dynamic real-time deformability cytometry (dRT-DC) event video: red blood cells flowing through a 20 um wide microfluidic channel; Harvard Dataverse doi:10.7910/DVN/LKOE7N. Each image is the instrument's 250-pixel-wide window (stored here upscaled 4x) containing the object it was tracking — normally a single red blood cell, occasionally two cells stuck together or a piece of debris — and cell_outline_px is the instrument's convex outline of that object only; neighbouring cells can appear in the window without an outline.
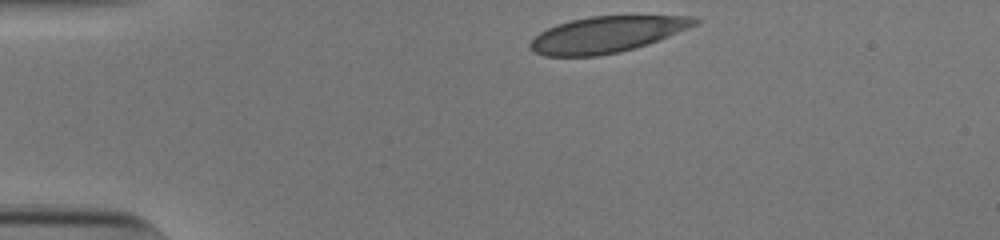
{"species": "human", "species_latin": "Homo sapiens", "temperature_condition": "cold", "stored_images_in_passage": 34, "camera_frame_rate_fps": 3000, "um_per_image_px": 0.085, "donor": {"sex": "male"}, "frame": {"image": 1, "passage_image": 1, "time_ms": 0.0, "image_size_px": [1000, 240], "cell_outline_px": [[700, 20], [696, 24], [688, 28], [648, 44], [620, 52], [596, 56], [544, 56], [532, 52], [528, 48], [528, 44], [540, 32], [556, 24], [588, 16], [696, 16]], "centroid_in_image_um": [51.53, 2.93], "position_along_channel_um": 33.5, "area_um2": 34.62}}
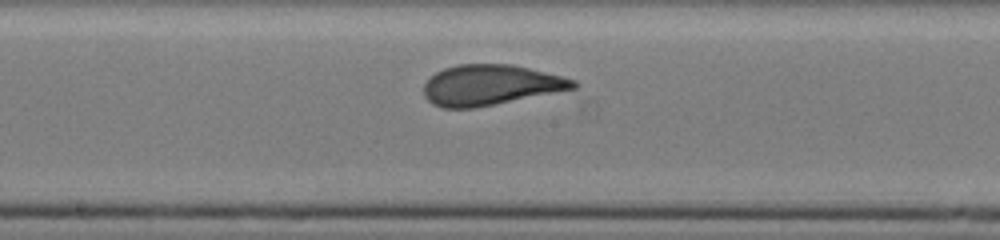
{"frame": {"image": 2, "passage_image": 19, "time_ms": 6.0, "image_size_px": [1000, 240], "cell_outline_px": [[580, 84], [576, 88], [472, 108], [444, 108], [432, 104], [424, 96], [424, 84], [436, 72], [444, 68], [456, 64], [512, 64], [576, 80]], "centroid_in_image_um": [41.66, 7.22], "position_along_channel_um": 206.5, "area_um2": 34.85}}
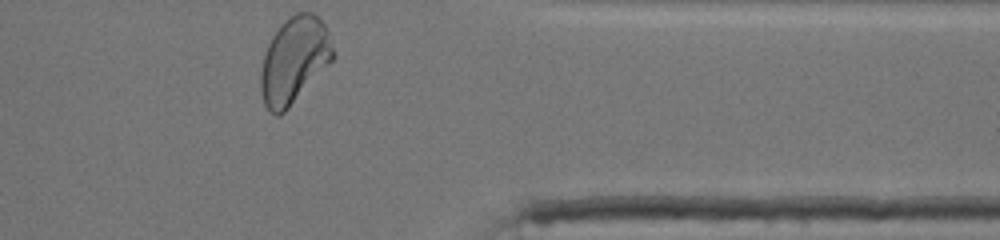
{"frame": {"image": 3, "passage_image": 34, "time_ms": 11.0, "image_size_px": [1000, 240], "cell_outline_px": [[336, 56], [288, 108], [280, 116], [276, 116], [268, 112], [264, 104], [260, 92], [260, 72], [264, 52], [272, 36], [284, 20], [288, 16], [296, 12], [312, 12], [324, 24], [332, 40]], "centroid_in_image_um": [24.98, 5.12], "position_along_channel_um": 386.4, "area_um2": 36.53}, "authors_computed_cell_mechanics": {"area_um2": 35.2291, "velocity_mm_per_s": 3.8299, "shape_relaxation_time_tau1_ms": 3.6643, "shape_relaxation_time_tau2_ms": null, "deformation_change_tau1": 0.1836, "deformation_change_tau2": null}}